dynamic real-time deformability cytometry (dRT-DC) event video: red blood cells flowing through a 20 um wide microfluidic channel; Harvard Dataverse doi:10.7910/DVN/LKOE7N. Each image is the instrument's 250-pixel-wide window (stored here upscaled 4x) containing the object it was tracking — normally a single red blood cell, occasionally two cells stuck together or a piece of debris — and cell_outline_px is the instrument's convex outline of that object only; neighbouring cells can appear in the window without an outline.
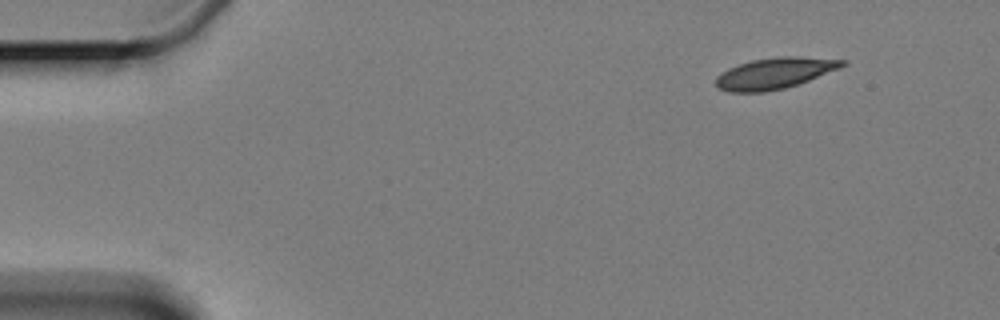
{"species": "Egyptian fruit bat (a non-hibernating species)", "species_latin": "Rousettus aegyptiacus", "temperature_condition": "cold", "stored_images_in_passage": 2, "camera_frame_rate_fps": 3000, "um_per_image_px": 0.085, "animal": {"sex": "female"}, "frame": {"image": 1, "passage_image": 2, "time_ms": 2.333, "image_size_px": [1000, 320], "cell_outline_px": [[848, 64], [840, 68], [808, 80], [784, 88], [764, 92], [728, 92], [720, 88], [716, 84], [716, 76], [728, 68], [752, 60], [780, 56], [800, 56], [848, 60]], "centroid_in_image_um": [65.88, 6.21], "position_along_channel_um": 19.1, "area_um2": 22.83}}